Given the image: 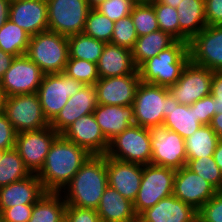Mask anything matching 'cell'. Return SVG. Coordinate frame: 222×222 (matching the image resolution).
I'll return each instance as SVG.
<instances>
[{"mask_svg": "<svg viewBox=\"0 0 222 222\" xmlns=\"http://www.w3.org/2000/svg\"><path fill=\"white\" fill-rule=\"evenodd\" d=\"M179 40L189 42L206 26L204 0H182L176 8Z\"/></svg>", "mask_w": 222, "mask_h": 222, "instance_id": "obj_27", "label": "cell"}, {"mask_svg": "<svg viewBox=\"0 0 222 222\" xmlns=\"http://www.w3.org/2000/svg\"><path fill=\"white\" fill-rule=\"evenodd\" d=\"M9 19L30 36L48 31L46 0H12Z\"/></svg>", "mask_w": 222, "mask_h": 222, "instance_id": "obj_20", "label": "cell"}, {"mask_svg": "<svg viewBox=\"0 0 222 222\" xmlns=\"http://www.w3.org/2000/svg\"><path fill=\"white\" fill-rule=\"evenodd\" d=\"M6 151L7 150L0 149V160L3 158V155Z\"/></svg>", "mask_w": 222, "mask_h": 222, "instance_id": "obj_56", "label": "cell"}, {"mask_svg": "<svg viewBox=\"0 0 222 222\" xmlns=\"http://www.w3.org/2000/svg\"><path fill=\"white\" fill-rule=\"evenodd\" d=\"M90 156L85 149L59 135L37 174L46 192L61 193Z\"/></svg>", "mask_w": 222, "mask_h": 222, "instance_id": "obj_1", "label": "cell"}, {"mask_svg": "<svg viewBox=\"0 0 222 222\" xmlns=\"http://www.w3.org/2000/svg\"><path fill=\"white\" fill-rule=\"evenodd\" d=\"M45 193L37 174L3 186L0 188V214L16 205L35 204Z\"/></svg>", "mask_w": 222, "mask_h": 222, "instance_id": "obj_22", "label": "cell"}, {"mask_svg": "<svg viewBox=\"0 0 222 222\" xmlns=\"http://www.w3.org/2000/svg\"><path fill=\"white\" fill-rule=\"evenodd\" d=\"M6 94L4 89L0 85V113L4 112L5 102H6Z\"/></svg>", "mask_w": 222, "mask_h": 222, "instance_id": "obj_53", "label": "cell"}, {"mask_svg": "<svg viewBox=\"0 0 222 222\" xmlns=\"http://www.w3.org/2000/svg\"><path fill=\"white\" fill-rule=\"evenodd\" d=\"M17 133L50 126L37 93L6 97L4 112Z\"/></svg>", "mask_w": 222, "mask_h": 222, "instance_id": "obj_10", "label": "cell"}, {"mask_svg": "<svg viewBox=\"0 0 222 222\" xmlns=\"http://www.w3.org/2000/svg\"><path fill=\"white\" fill-rule=\"evenodd\" d=\"M192 110H195L198 121L202 125H209L212 117L215 115L212 95H207L193 103Z\"/></svg>", "mask_w": 222, "mask_h": 222, "instance_id": "obj_46", "label": "cell"}, {"mask_svg": "<svg viewBox=\"0 0 222 222\" xmlns=\"http://www.w3.org/2000/svg\"><path fill=\"white\" fill-rule=\"evenodd\" d=\"M30 35L10 19L0 27V49L15 57L26 55Z\"/></svg>", "mask_w": 222, "mask_h": 222, "instance_id": "obj_33", "label": "cell"}, {"mask_svg": "<svg viewBox=\"0 0 222 222\" xmlns=\"http://www.w3.org/2000/svg\"><path fill=\"white\" fill-rule=\"evenodd\" d=\"M26 56L44 74L63 73L69 58L68 37L49 30L31 36Z\"/></svg>", "mask_w": 222, "mask_h": 222, "instance_id": "obj_4", "label": "cell"}, {"mask_svg": "<svg viewBox=\"0 0 222 222\" xmlns=\"http://www.w3.org/2000/svg\"><path fill=\"white\" fill-rule=\"evenodd\" d=\"M217 134L218 138L222 140V114H216L212 117L209 124Z\"/></svg>", "mask_w": 222, "mask_h": 222, "instance_id": "obj_51", "label": "cell"}, {"mask_svg": "<svg viewBox=\"0 0 222 222\" xmlns=\"http://www.w3.org/2000/svg\"><path fill=\"white\" fill-rule=\"evenodd\" d=\"M14 58L15 56L12 54L4 52L2 49H0V80L5 72L10 68L11 62Z\"/></svg>", "mask_w": 222, "mask_h": 222, "instance_id": "obj_49", "label": "cell"}, {"mask_svg": "<svg viewBox=\"0 0 222 222\" xmlns=\"http://www.w3.org/2000/svg\"><path fill=\"white\" fill-rule=\"evenodd\" d=\"M189 61L188 43L176 40L138 68L140 79L144 83L169 87L179 80Z\"/></svg>", "mask_w": 222, "mask_h": 222, "instance_id": "obj_3", "label": "cell"}, {"mask_svg": "<svg viewBox=\"0 0 222 222\" xmlns=\"http://www.w3.org/2000/svg\"><path fill=\"white\" fill-rule=\"evenodd\" d=\"M61 135L91 155H105L108 150L109 141L101 131L93 113L81 116Z\"/></svg>", "mask_w": 222, "mask_h": 222, "instance_id": "obj_17", "label": "cell"}, {"mask_svg": "<svg viewBox=\"0 0 222 222\" xmlns=\"http://www.w3.org/2000/svg\"><path fill=\"white\" fill-rule=\"evenodd\" d=\"M18 151L7 150L0 160V188L30 176Z\"/></svg>", "mask_w": 222, "mask_h": 222, "instance_id": "obj_34", "label": "cell"}, {"mask_svg": "<svg viewBox=\"0 0 222 222\" xmlns=\"http://www.w3.org/2000/svg\"><path fill=\"white\" fill-rule=\"evenodd\" d=\"M83 83L69 77L64 72L44 74L37 94L43 114L50 123L66 105L70 97L75 95Z\"/></svg>", "mask_w": 222, "mask_h": 222, "instance_id": "obj_8", "label": "cell"}, {"mask_svg": "<svg viewBox=\"0 0 222 222\" xmlns=\"http://www.w3.org/2000/svg\"><path fill=\"white\" fill-rule=\"evenodd\" d=\"M176 170L154 164L142 165V180L135 201L134 211L139 216L143 211L153 207L161 199L173 195Z\"/></svg>", "mask_w": 222, "mask_h": 222, "instance_id": "obj_6", "label": "cell"}, {"mask_svg": "<svg viewBox=\"0 0 222 222\" xmlns=\"http://www.w3.org/2000/svg\"><path fill=\"white\" fill-rule=\"evenodd\" d=\"M163 125L186 139L202 124L198 121L195 110H192V105L179 104L169 93L168 116Z\"/></svg>", "mask_w": 222, "mask_h": 222, "instance_id": "obj_28", "label": "cell"}, {"mask_svg": "<svg viewBox=\"0 0 222 222\" xmlns=\"http://www.w3.org/2000/svg\"><path fill=\"white\" fill-rule=\"evenodd\" d=\"M151 134V164L175 170L186 166L185 139L164 125L149 128Z\"/></svg>", "mask_w": 222, "mask_h": 222, "instance_id": "obj_11", "label": "cell"}, {"mask_svg": "<svg viewBox=\"0 0 222 222\" xmlns=\"http://www.w3.org/2000/svg\"><path fill=\"white\" fill-rule=\"evenodd\" d=\"M140 82L139 74L100 78L94 85L97 103L110 106L132 105Z\"/></svg>", "mask_w": 222, "mask_h": 222, "instance_id": "obj_18", "label": "cell"}, {"mask_svg": "<svg viewBox=\"0 0 222 222\" xmlns=\"http://www.w3.org/2000/svg\"><path fill=\"white\" fill-rule=\"evenodd\" d=\"M214 71L191 61L184 68L179 80L168 87L170 95L183 105H192L211 94Z\"/></svg>", "mask_w": 222, "mask_h": 222, "instance_id": "obj_13", "label": "cell"}, {"mask_svg": "<svg viewBox=\"0 0 222 222\" xmlns=\"http://www.w3.org/2000/svg\"><path fill=\"white\" fill-rule=\"evenodd\" d=\"M11 0H0V27L9 19Z\"/></svg>", "mask_w": 222, "mask_h": 222, "instance_id": "obj_50", "label": "cell"}, {"mask_svg": "<svg viewBox=\"0 0 222 222\" xmlns=\"http://www.w3.org/2000/svg\"><path fill=\"white\" fill-rule=\"evenodd\" d=\"M108 186L134 202L142 180V165L106 157Z\"/></svg>", "mask_w": 222, "mask_h": 222, "instance_id": "obj_19", "label": "cell"}, {"mask_svg": "<svg viewBox=\"0 0 222 222\" xmlns=\"http://www.w3.org/2000/svg\"><path fill=\"white\" fill-rule=\"evenodd\" d=\"M137 1H146V2H149V1H152V0H137Z\"/></svg>", "mask_w": 222, "mask_h": 222, "instance_id": "obj_58", "label": "cell"}, {"mask_svg": "<svg viewBox=\"0 0 222 222\" xmlns=\"http://www.w3.org/2000/svg\"><path fill=\"white\" fill-rule=\"evenodd\" d=\"M48 30L69 37L84 32L90 6L87 0H46Z\"/></svg>", "mask_w": 222, "mask_h": 222, "instance_id": "obj_9", "label": "cell"}, {"mask_svg": "<svg viewBox=\"0 0 222 222\" xmlns=\"http://www.w3.org/2000/svg\"><path fill=\"white\" fill-rule=\"evenodd\" d=\"M214 113L222 114V72H214L211 81Z\"/></svg>", "mask_w": 222, "mask_h": 222, "instance_id": "obj_48", "label": "cell"}, {"mask_svg": "<svg viewBox=\"0 0 222 222\" xmlns=\"http://www.w3.org/2000/svg\"><path fill=\"white\" fill-rule=\"evenodd\" d=\"M44 73L26 55L15 57L0 80L7 97L37 93Z\"/></svg>", "mask_w": 222, "mask_h": 222, "instance_id": "obj_14", "label": "cell"}, {"mask_svg": "<svg viewBox=\"0 0 222 222\" xmlns=\"http://www.w3.org/2000/svg\"><path fill=\"white\" fill-rule=\"evenodd\" d=\"M175 41L176 39L169 33L163 32L160 29L148 35L139 36L131 49L134 64L139 68L145 61L157 56Z\"/></svg>", "mask_w": 222, "mask_h": 222, "instance_id": "obj_29", "label": "cell"}, {"mask_svg": "<svg viewBox=\"0 0 222 222\" xmlns=\"http://www.w3.org/2000/svg\"><path fill=\"white\" fill-rule=\"evenodd\" d=\"M186 167L208 181L217 191H222V171L213 156L187 159Z\"/></svg>", "mask_w": 222, "mask_h": 222, "instance_id": "obj_37", "label": "cell"}, {"mask_svg": "<svg viewBox=\"0 0 222 222\" xmlns=\"http://www.w3.org/2000/svg\"><path fill=\"white\" fill-rule=\"evenodd\" d=\"M107 186L106 156L91 155L61 194L67 206L96 210Z\"/></svg>", "mask_w": 222, "mask_h": 222, "instance_id": "obj_2", "label": "cell"}, {"mask_svg": "<svg viewBox=\"0 0 222 222\" xmlns=\"http://www.w3.org/2000/svg\"><path fill=\"white\" fill-rule=\"evenodd\" d=\"M137 39L138 36L131 19V14L114 23V31L110 43L131 50Z\"/></svg>", "mask_w": 222, "mask_h": 222, "instance_id": "obj_40", "label": "cell"}, {"mask_svg": "<svg viewBox=\"0 0 222 222\" xmlns=\"http://www.w3.org/2000/svg\"><path fill=\"white\" fill-rule=\"evenodd\" d=\"M190 61L222 72V25H207L188 42Z\"/></svg>", "mask_w": 222, "mask_h": 222, "instance_id": "obj_15", "label": "cell"}, {"mask_svg": "<svg viewBox=\"0 0 222 222\" xmlns=\"http://www.w3.org/2000/svg\"><path fill=\"white\" fill-rule=\"evenodd\" d=\"M97 105V92L95 86L83 85L75 95L69 98L66 105L50 122V126L61 135L81 116L93 113Z\"/></svg>", "mask_w": 222, "mask_h": 222, "instance_id": "obj_21", "label": "cell"}, {"mask_svg": "<svg viewBox=\"0 0 222 222\" xmlns=\"http://www.w3.org/2000/svg\"><path fill=\"white\" fill-rule=\"evenodd\" d=\"M101 131L108 141L135 125L133 105L110 106L98 104L93 112Z\"/></svg>", "mask_w": 222, "mask_h": 222, "instance_id": "obj_25", "label": "cell"}, {"mask_svg": "<svg viewBox=\"0 0 222 222\" xmlns=\"http://www.w3.org/2000/svg\"><path fill=\"white\" fill-rule=\"evenodd\" d=\"M67 222H101L95 209L67 206L65 211Z\"/></svg>", "mask_w": 222, "mask_h": 222, "instance_id": "obj_43", "label": "cell"}, {"mask_svg": "<svg viewBox=\"0 0 222 222\" xmlns=\"http://www.w3.org/2000/svg\"><path fill=\"white\" fill-rule=\"evenodd\" d=\"M99 78L139 74L131 50L112 43H106L97 63Z\"/></svg>", "mask_w": 222, "mask_h": 222, "instance_id": "obj_24", "label": "cell"}, {"mask_svg": "<svg viewBox=\"0 0 222 222\" xmlns=\"http://www.w3.org/2000/svg\"><path fill=\"white\" fill-rule=\"evenodd\" d=\"M106 157L146 165L151 163V134L149 128L132 125L109 141Z\"/></svg>", "mask_w": 222, "mask_h": 222, "instance_id": "obj_7", "label": "cell"}, {"mask_svg": "<svg viewBox=\"0 0 222 222\" xmlns=\"http://www.w3.org/2000/svg\"><path fill=\"white\" fill-rule=\"evenodd\" d=\"M17 132L4 113H0V149L15 148Z\"/></svg>", "mask_w": 222, "mask_h": 222, "instance_id": "obj_44", "label": "cell"}, {"mask_svg": "<svg viewBox=\"0 0 222 222\" xmlns=\"http://www.w3.org/2000/svg\"><path fill=\"white\" fill-rule=\"evenodd\" d=\"M219 140L210 125H201L198 130L185 139L187 159L213 156Z\"/></svg>", "mask_w": 222, "mask_h": 222, "instance_id": "obj_31", "label": "cell"}, {"mask_svg": "<svg viewBox=\"0 0 222 222\" xmlns=\"http://www.w3.org/2000/svg\"><path fill=\"white\" fill-rule=\"evenodd\" d=\"M131 19L138 37L159 30L155 10L150 2L138 1L131 12Z\"/></svg>", "mask_w": 222, "mask_h": 222, "instance_id": "obj_35", "label": "cell"}, {"mask_svg": "<svg viewBox=\"0 0 222 222\" xmlns=\"http://www.w3.org/2000/svg\"><path fill=\"white\" fill-rule=\"evenodd\" d=\"M106 0H87L88 5L91 9H96L98 6L103 4Z\"/></svg>", "mask_w": 222, "mask_h": 222, "instance_id": "obj_55", "label": "cell"}, {"mask_svg": "<svg viewBox=\"0 0 222 222\" xmlns=\"http://www.w3.org/2000/svg\"><path fill=\"white\" fill-rule=\"evenodd\" d=\"M192 222H201V220L197 217L195 220H193Z\"/></svg>", "mask_w": 222, "mask_h": 222, "instance_id": "obj_57", "label": "cell"}, {"mask_svg": "<svg viewBox=\"0 0 222 222\" xmlns=\"http://www.w3.org/2000/svg\"><path fill=\"white\" fill-rule=\"evenodd\" d=\"M135 125L144 128L163 125L168 116V87L140 82L134 102Z\"/></svg>", "mask_w": 222, "mask_h": 222, "instance_id": "obj_5", "label": "cell"}, {"mask_svg": "<svg viewBox=\"0 0 222 222\" xmlns=\"http://www.w3.org/2000/svg\"><path fill=\"white\" fill-rule=\"evenodd\" d=\"M101 222H134L138 219L133 202L107 186L96 209Z\"/></svg>", "mask_w": 222, "mask_h": 222, "instance_id": "obj_26", "label": "cell"}, {"mask_svg": "<svg viewBox=\"0 0 222 222\" xmlns=\"http://www.w3.org/2000/svg\"><path fill=\"white\" fill-rule=\"evenodd\" d=\"M67 204L61 193L46 192L35 204L28 222H62Z\"/></svg>", "mask_w": 222, "mask_h": 222, "instance_id": "obj_30", "label": "cell"}, {"mask_svg": "<svg viewBox=\"0 0 222 222\" xmlns=\"http://www.w3.org/2000/svg\"><path fill=\"white\" fill-rule=\"evenodd\" d=\"M218 191L205 179L183 166L176 170L173 195L199 210Z\"/></svg>", "mask_w": 222, "mask_h": 222, "instance_id": "obj_16", "label": "cell"}, {"mask_svg": "<svg viewBox=\"0 0 222 222\" xmlns=\"http://www.w3.org/2000/svg\"><path fill=\"white\" fill-rule=\"evenodd\" d=\"M213 159L222 171V140H219L213 153Z\"/></svg>", "mask_w": 222, "mask_h": 222, "instance_id": "obj_52", "label": "cell"}, {"mask_svg": "<svg viewBox=\"0 0 222 222\" xmlns=\"http://www.w3.org/2000/svg\"><path fill=\"white\" fill-rule=\"evenodd\" d=\"M201 222H222V191H218L197 213Z\"/></svg>", "mask_w": 222, "mask_h": 222, "instance_id": "obj_42", "label": "cell"}, {"mask_svg": "<svg viewBox=\"0 0 222 222\" xmlns=\"http://www.w3.org/2000/svg\"><path fill=\"white\" fill-rule=\"evenodd\" d=\"M105 44L84 33L71 35L68 37V59H82L97 64Z\"/></svg>", "mask_w": 222, "mask_h": 222, "instance_id": "obj_32", "label": "cell"}, {"mask_svg": "<svg viewBox=\"0 0 222 222\" xmlns=\"http://www.w3.org/2000/svg\"><path fill=\"white\" fill-rule=\"evenodd\" d=\"M149 2L154 7L159 29L169 33L176 40H179V21L176 8L159 3L157 0Z\"/></svg>", "mask_w": 222, "mask_h": 222, "instance_id": "obj_39", "label": "cell"}, {"mask_svg": "<svg viewBox=\"0 0 222 222\" xmlns=\"http://www.w3.org/2000/svg\"><path fill=\"white\" fill-rule=\"evenodd\" d=\"M33 210V204H21L6 208L2 213V222H28Z\"/></svg>", "mask_w": 222, "mask_h": 222, "instance_id": "obj_45", "label": "cell"}, {"mask_svg": "<svg viewBox=\"0 0 222 222\" xmlns=\"http://www.w3.org/2000/svg\"><path fill=\"white\" fill-rule=\"evenodd\" d=\"M59 134L51 127L17 133L15 149L31 174H38Z\"/></svg>", "mask_w": 222, "mask_h": 222, "instance_id": "obj_12", "label": "cell"}, {"mask_svg": "<svg viewBox=\"0 0 222 222\" xmlns=\"http://www.w3.org/2000/svg\"><path fill=\"white\" fill-rule=\"evenodd\" d=\"M137 2V0H106L96 10L107 16L111 21L116 22L130 15Z\"/></svg>", "mask_w": 222, "mask_h": 222, "instance_id": "obj_41", "label": "cell"}, {"mask_svg": "<svg viewBox=\"0 0 222 222\" xmlns=\"http://www.w3.org/2000/svg\"><path fill=\"white\" fill-rule=\"evenodd\" d=\"M114 23L96 9H91L86 18L83 33L105 43H110L114 31Z\"/></svg>", "mask_w": 222, "mask_h": 222, "instance_id": "obj_36", "label": "cell"}, {"mask_svg": "<svg viewBox=\"0 0 222 222\" xmlns=\"http://www.w3.org/2000/svg\"><path fill=\"white\" fill-rule=\"evenodd\" d=\"M197 213L191 205L171 195L143 211L138 219L141 222H192Z\"/></svg>", "mask_w": 222, "mask_h": 222, "instance_id": "obj_23", "label": "cell"}, {"mask_svg": "<svg viewBox=\"0 0 222 222\" xmlns=\"http://www.w3.org/2000/svg\"><path fill=\"white\" fill-rule=\"evenodd\" d=\"M157 1L162 4L170 5L173 8H177L182 0H157Z\"/></svg>", "mask_w": 222, "mask_h": 222, "instance_id": "obj_54", "label": "cell"}, {"mask_svg": "<svg viewBox=\"0 0 222 222\" xmlns=\"http://www.w3.org/2000/svg\"><path fill=\"white\" fill-rule=\"evenodd\" d=\"M64 73L84 85H95L100 79L97 64L82 59H68Z\"/></svg>", "mask_w": 222, "mask_h": 222, "instance_id": "obj_38", "label": "cell"}, {"mask_svg": "<svg viewBox=\"0 0 222 222\" xmlns=\"http://www.w3.org/2000/svg\"><path fill=\"white\" fill-rule=\"evenodd\" d=\"M207 25H222V0H204Z\"/></svg>", "mask_w": 222, "mask_h": 222, "instance_id": "obj_47", "label": "cell"}]
</instances>
